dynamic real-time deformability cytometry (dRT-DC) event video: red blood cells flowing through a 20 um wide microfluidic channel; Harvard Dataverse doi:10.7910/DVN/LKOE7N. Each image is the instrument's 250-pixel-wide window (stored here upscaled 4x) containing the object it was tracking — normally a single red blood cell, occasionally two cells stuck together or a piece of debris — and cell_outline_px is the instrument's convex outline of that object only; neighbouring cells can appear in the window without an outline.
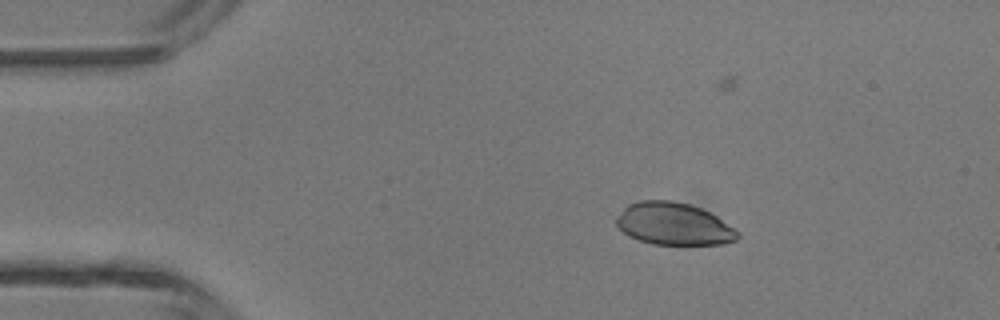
{"species": "common noctule bat (a hibernating species)", "species_latin": "Nyctalus noctula", "temperature_condition": "room temperature", "stored_images_in_passage": 5, "camera_frame_rate_fps": 3000, "um_per_image_px": 0.085, "animal": {"sex": "male", "body_mass_g": 13.3}, "frame": {"image": 1, "passage_image": 2, "time_ms": 0.333, "image_size_px": [1000, 320], "cell_outline_px": [[740, 236], [736, 240], [720, 244], [652, 244], [628, 236], [616, 224], [616, 216], [628, 204], [636, 200], [672, 200], [688, 204], [700, 208], [716, 216], [740, 232]], "centroid_in_image_um": [57.24, 19.02], "position_along_channel_um": 27.8, "area_um2": 29.82}}
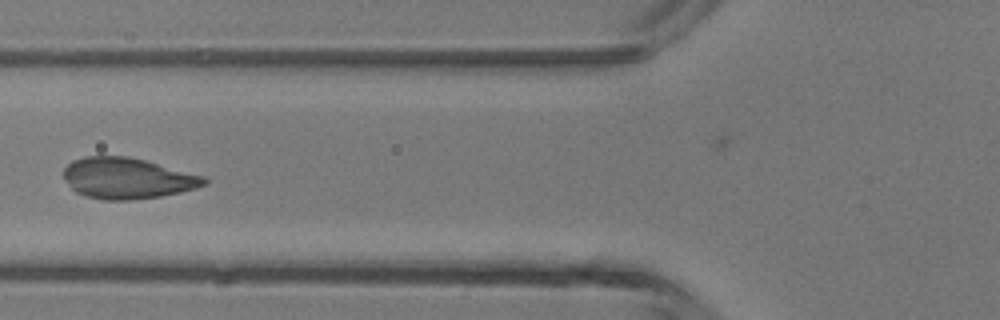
{"frame": {"image": 2, "passage_image": 5, "time_ms": 1.333, "image_size_px": [1000, 320], "cell_outline_px": [[208, 184], [196, 188], [180, 192], [160, 196], [132, 200], [104, 200], [88, 196], [76, 192], [72, 188], [64, 176], [64, 168], [72, 160], [84, 156], [128, 156], [144, 160], [204, 176], [208, 180]], "centroid_in_image_um": [10.83, 15.15], "position_along_channel_um": 115.0, "area_um2": 33.35}}